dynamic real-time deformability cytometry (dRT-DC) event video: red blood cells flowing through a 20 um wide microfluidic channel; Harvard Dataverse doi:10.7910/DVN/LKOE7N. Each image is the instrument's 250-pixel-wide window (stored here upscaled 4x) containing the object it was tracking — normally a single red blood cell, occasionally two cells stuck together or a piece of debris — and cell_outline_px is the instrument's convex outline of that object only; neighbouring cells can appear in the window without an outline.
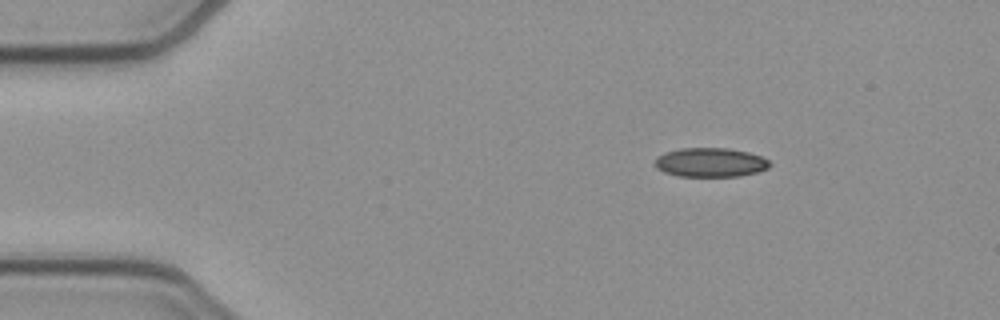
{"species": "common noctule bat (a hibernating species)", "species_latin": "Nyctalus noctula", "temperature_condition": "cold", "stored_images_in_passage": 46, "camera_frame_rate_fps": 3000, "um_per_image_px": 0.085, "animal": {"sex": "female", "body_mass_g": 21.9}, "frame": {"image": 1, "passage_image": 1, "time_ms": 0.0, "image_size_px": [1000, 320], "cell_outline_px": [[772, 164], [768, 168], [756, 172], [740, 176], [676, 176], [664, 172], [656, 168], [652, 164], [656, 156], [664, 152], [680, 148], [728, 148], [748, 152], [760, 156], [768, 160]], "centroid_in_image_um": [60.32, 13.8], "position_along_channel_um": 24.7, "area_um2": 19.71}}
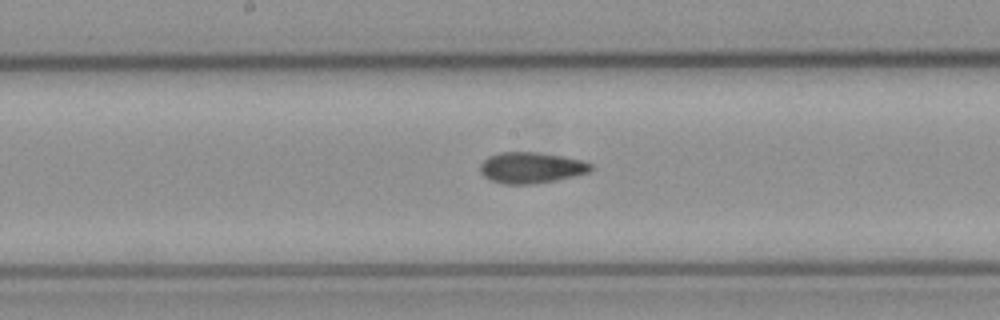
{"frame": {"image": 2, "passage_image": 20, "time_ms": 6.333, "image_size_px": [1000, 320], "cell_outline_px": [[596, 168], [588, 172], [556, 180], [532, 184], [504, 184], [492, 180], [484, 176], [480, 172], [480, 164], [488, 156], [500, 152], [536, 152], [560, 156], [580, 160], [592, 164]], "centroid_in_image_um": [45.14, 14.25], "position_along_channel_um": 203.1, "area_um2": 19.88}}
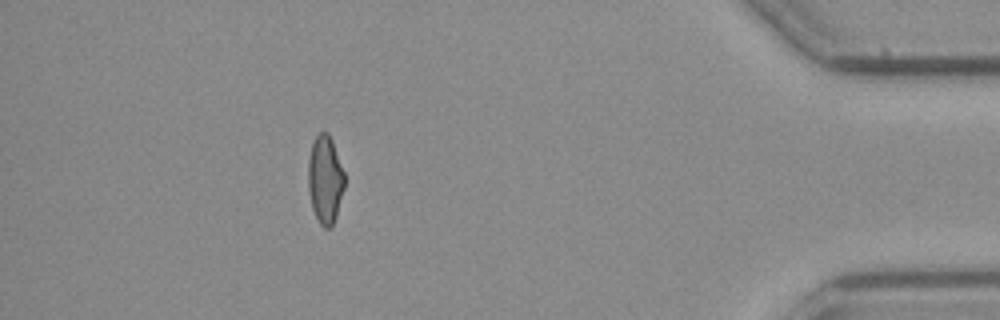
{"frame": {"image": 3, "passage_image": 40, "time_ms": 13.0, "image_size_px": [1000, 320], "cell_outline_px": [[344, 188], [336, 216], [332, 228], [324, 228], [320, 224], [312, 208], [308, 188], [308, 160], [312, 140], [320, 132], [328, 132], [332, 140], [344, 172]], "centroid_in_image_um": [27.62, 15.25], "position_along_channel_um": 407.6, "area_um2": 18.73}, "authors_computed_cell_mechanics": {"area_um2": 19.7965, "velocity_mm_per_s": 3.899, "shape_relaxation_time_tau1_ms": null, "shape_relaxation_time_tau2_ms": 4.8007, "deformation_change_tau1": null, "deformation_change_tau2": 0.1014}}